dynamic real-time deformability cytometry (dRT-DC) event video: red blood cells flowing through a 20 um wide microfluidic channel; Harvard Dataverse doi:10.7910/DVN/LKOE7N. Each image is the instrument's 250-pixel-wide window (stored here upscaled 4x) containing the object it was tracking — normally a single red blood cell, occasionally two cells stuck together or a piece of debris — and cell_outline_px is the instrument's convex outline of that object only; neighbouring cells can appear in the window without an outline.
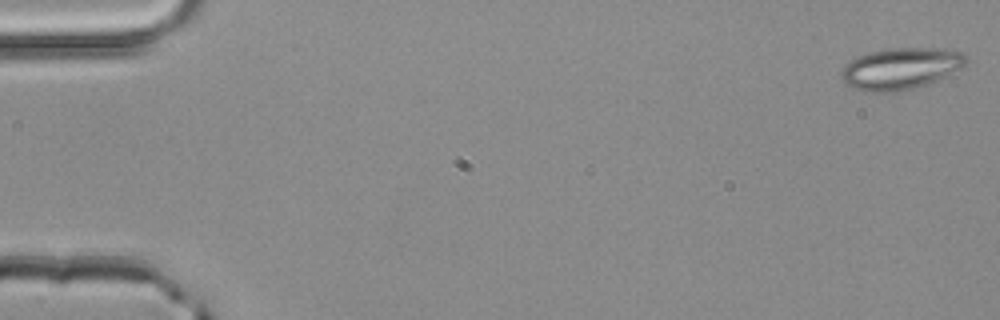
{"species": "common noctule bat (a hibernating species)", "species_latin": "Nyctalus noctula", "temperature_condition": "room temperature", "stored_images_in_passage": 4, "camera_frame_rate_fps": 3000, "um_per_image_px": 0.085, "animal": {"sex": "male", "body_mass_g": 20.4}, "frame": {"image": 1, "passage_image": 1, "time_ms": 0.0, "image_size_px": [1000, 320], "cell_outline_px": [[968, 60], [964, 68], [928, 84], [916, 88], [896, 92], [864, 92], [852, 88], [844, 80], [840, 72], [844, 64], [856, 56], [888, 48], [944, 48], [960, 52], [968, 56]], "centroid_in_image_um": [76.59, 5.83], "position_along_channel_um": 8.4, "area_um2": 30.69}}